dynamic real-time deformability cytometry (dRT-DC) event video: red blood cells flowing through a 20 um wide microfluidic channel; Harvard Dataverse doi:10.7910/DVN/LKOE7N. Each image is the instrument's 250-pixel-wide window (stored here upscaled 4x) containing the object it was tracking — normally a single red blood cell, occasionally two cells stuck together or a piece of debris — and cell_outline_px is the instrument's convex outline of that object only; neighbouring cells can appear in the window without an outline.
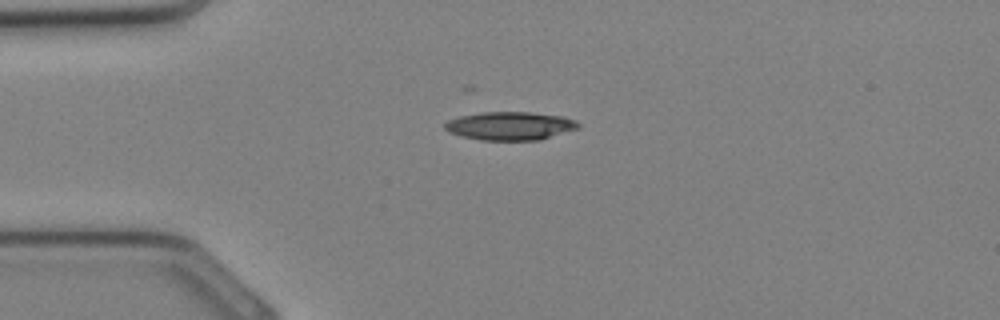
{"species": "Egyptian fruit bat (a non-hibernating species)", "species_latin": "Rousettus aegyptiacus", "temperature_condition": "cold", "stored_images_in_passage": 5, "camera_frame_rate_fps": 3000, "um_per_image_px": 0.085, "animal": {"sex": "female"}, "frame": {"image": 1, "passage_image": 1, "time_ms": 0.0, "image_size_px": [1000, 320], "cell_outline_px": [[580, 128], [540, 140], [480, 140], [448, 132], [444, 128], [444, 124], [448, 120], [460, 116], [480, 112], [532, 112], [564, 116], [576, 120], [580, 124]], "centroid_in_image_um": [43.4, 10.69], "position_along_channel_um": 41.6, "area_um2": 22.2}}
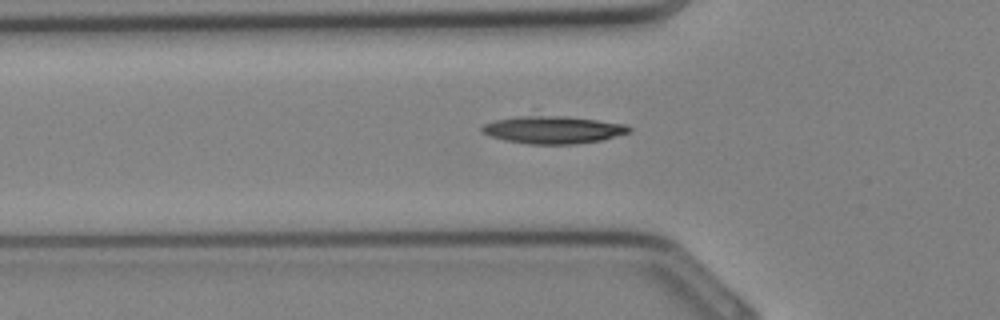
{"frame": {"image": 2, "passage_image": 4, "time_ms": 1.0, "image_size_px": [1000, 320], "cell_outline_px": [[632, 132], [604, 140], [572, 144], [528, 144], [504, 140], [488, 136], [480, 132], [480, 128], [484, 124], [492, 120], [516, 116], [564, 116], [628, 124], [632, 128]], "centroid_in_image_um": [47.0, 11.03], "position_along_channel_um": 78.8, "area_um2": 23.93}}